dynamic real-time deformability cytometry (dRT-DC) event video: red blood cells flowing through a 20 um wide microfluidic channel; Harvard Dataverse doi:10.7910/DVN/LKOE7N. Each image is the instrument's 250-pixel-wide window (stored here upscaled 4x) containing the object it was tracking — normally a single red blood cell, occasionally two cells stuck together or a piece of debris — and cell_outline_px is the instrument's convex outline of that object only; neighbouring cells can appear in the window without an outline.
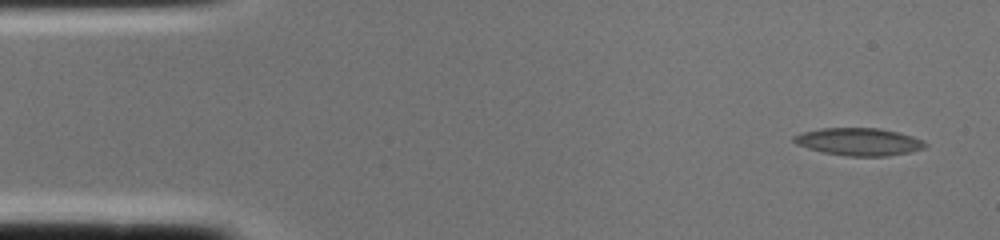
{"species": "common noctule bat (a hibernating species)", "species_latin": "Nyctalus noctula", "temperature_condition": "cold", "stored_images_in_passage": 2, "camera_frame_rate_fps": 3000, "um_per_image_px": 0.085, "animal": {"sex": "female", "body_mass_g": 22.0, "forearm_length_mm": 56.7}, "frame": {"image": 1, "passage_image": 1, "time_ms": 0.0, "image_size_px": [1000, 240], "cell_outline_px": [[928, 144], [924, 148], [908, 152], [888, 156], [848, 156], [824, 152], [808, 148], [796, 144], [792, 140], [792, 136], [804, 132], [820, 128], [880, 128], [912, 136], [924, 140]], "centroid_in_image_um": [73.0, 12.04], "position_along_channel_um": 12.0, "area_um2": 20.98}}
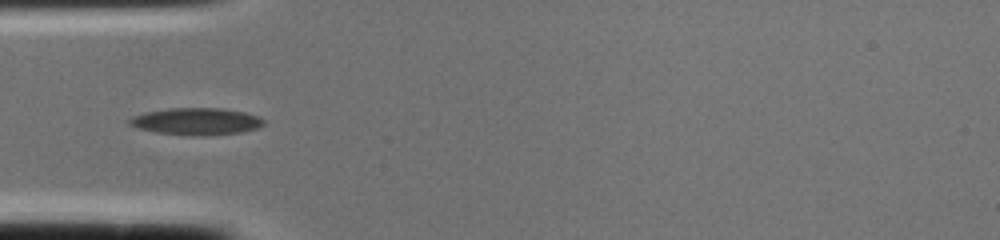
{"frame": {"image": 2, "passage_image": 2, "time_ms": 0.333, "image_size_px": [1000, 240], "cell_outline_px": [[264, 124], [256, 128], [244, 132], [204, 136], [200, 136], [156, 132], [140, 128], [128, 124], [128, 120], [132, 116], [144, 112], [168, 108], [224, 108], [244, 112], [260, 116], [264, 120]], "centroid_in_image_um": [16.71, 10.31], "position_along_channel_um": 68.3, "area_um2": 21.21}}